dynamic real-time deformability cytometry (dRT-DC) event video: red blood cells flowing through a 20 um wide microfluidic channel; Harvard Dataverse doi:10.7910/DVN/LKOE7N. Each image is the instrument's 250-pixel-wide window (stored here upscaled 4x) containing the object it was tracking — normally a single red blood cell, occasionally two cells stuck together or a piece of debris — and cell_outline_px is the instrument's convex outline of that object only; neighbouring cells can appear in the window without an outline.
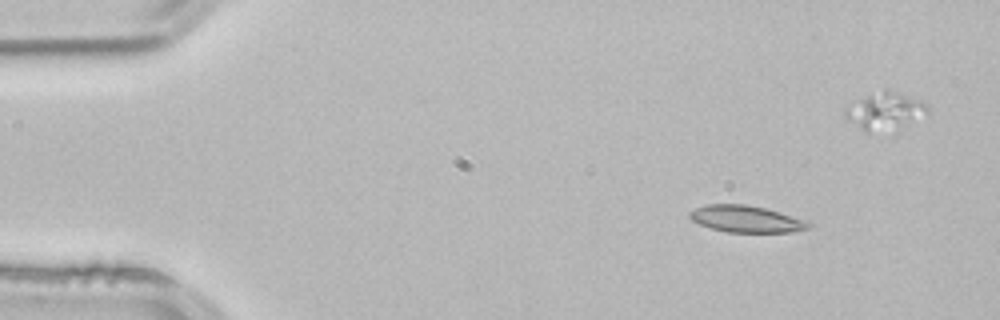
{"species": "common noctule bat (a hibernating species)", "species_latin": "Nyctalus noctula", "temperature_condition": "room temperature", "stored_images_in_passage": 4, "segment_of_instrument_passage": [1, 2], "camera_frame_rate_fps": 3000, "um_per_image_px": 0.085, "animal": {"sex": "male", "body_mass_g": 21.5, "forearm_length_mm": 52.0}, "frame": {"image": 1, "passage_image": 1, "time_ms": 0.0, "image_size_px": [1000, 320], "cell_outline_px": [[812, 224], [808, 228], [792, 232], [728, 232], [712, 228], [700, 224], [692, 220], [688, 216], [688, 212], [696, 208], [708, 204], [744, 204], [764, 208], [808, 220]], "centroid_in_image_um": [63.43, 18.61], "position_along_channel_um": 21.6, "area_um2": 18.44}}
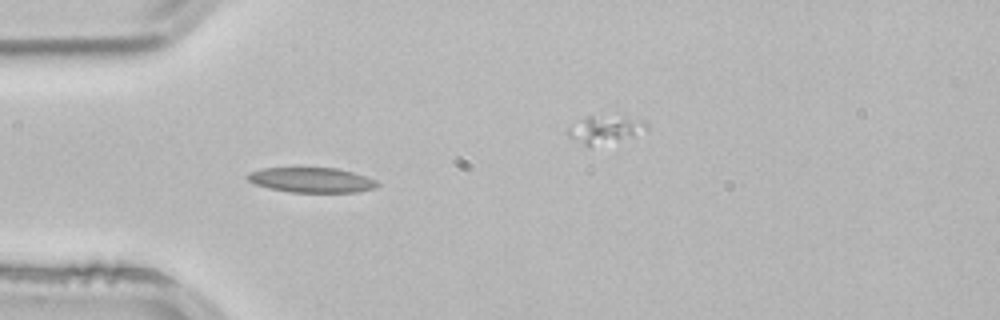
{"frame": {"image": 2, "passage_image": 3, "time_ms": 0.667, "image_size_px": [1000, 320], "cell_outline_px": [[380, 184], [376, 188], [356, 192], [292, 192], [268, 188], [256, 184], [248, 180], [244, 176], [248, 172], [264, 168], [336, 168], [352, 172], [376, 180]], "centroid_in_image_um": [26.46, 15.3], "position_along_channel_um": 58.5, "area_um2": 18.84}}